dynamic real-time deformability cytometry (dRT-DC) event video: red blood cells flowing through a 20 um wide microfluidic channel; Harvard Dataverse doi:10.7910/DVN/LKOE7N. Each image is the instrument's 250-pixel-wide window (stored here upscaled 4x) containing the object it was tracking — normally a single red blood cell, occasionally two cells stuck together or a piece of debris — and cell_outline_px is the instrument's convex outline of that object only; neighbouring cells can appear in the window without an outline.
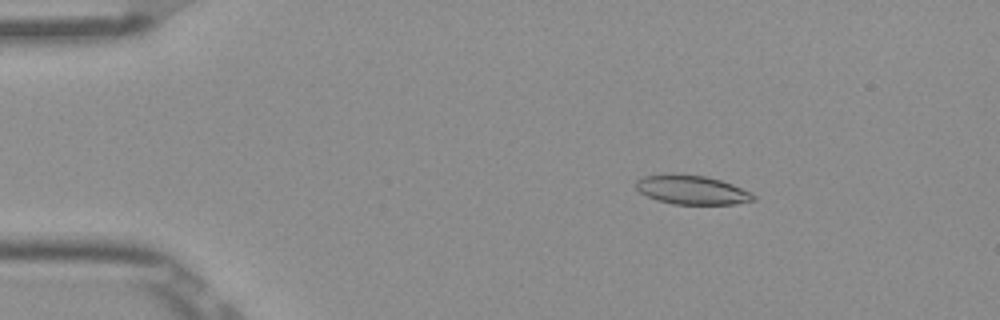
{"species": "Egyptian fruit bat (a non-hibernating species)", "species_latin": "Rousettus aegyptiacus", "temperature_condition": "room temperature", "stored_images_in_passage": 53, "camera_frame_rate_fps": 3000, "um_per_image_px": 0.085, "frame": {"image": 1, "passage_image": 9, "time_ms": 2.667, "image_size_px": [1000, 320], "cell_outline_px": [[756, 200], [736, 204], [672, 204], [656, 200], [640, 192], [636, 188], [636, 180], [644, 176], [704, 176], [720, 180], [732, 184], [752, 192], [756, 196]], "centroid_in_image_um": [58.88, 16.18], "position_along_channel_um": 26.1, "area_um2": 19.31}}
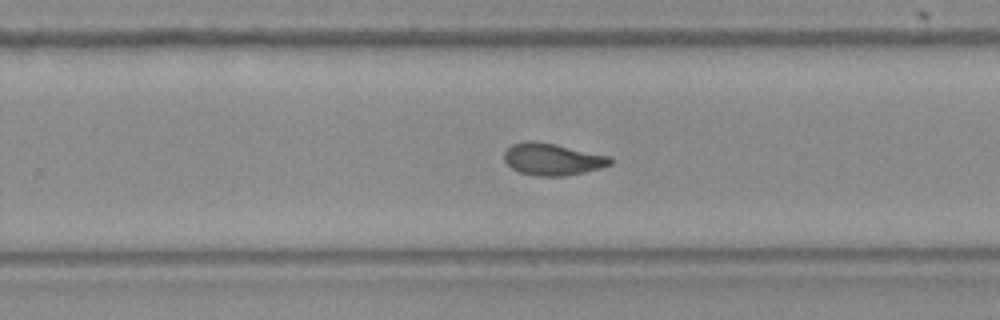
{"frame": {"image": 2, "passage_image": 34, "time_ms": 11.0, "image_size_px": [1000, 320], "cell_outline_px": [[612, 164], [600, 168], [584, 172], [564, 176], [536, 176], [520, 172], [512, 168], [504, 160], [504, 152], [512, 144], [528, 140], [532, 140], [556, 144], [612, 156]], "centroid_in_image_um": [46.98, 13.53], "position_along_channel_um": 282.8, "area_um2": 19.88}}
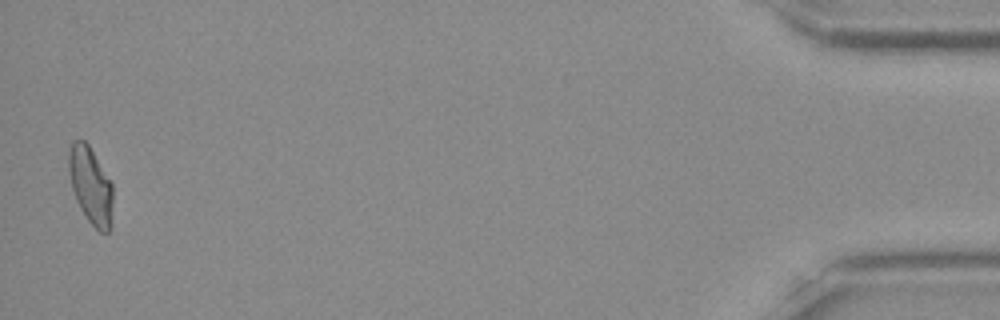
{"frame": {"image": 3, "passage_image": 52, "time_ms": 17.0, "image_size_px": [1000, 320], "cell_outline_px": [[112, 228], [108, 232], [100, 232], [88, 220], [80, 208], [76, 200], [72, 188], [68, 172], [68, 152], [72, 140], [84, 140], [88, 144], [112, 184]], "centroid_in_image_um": [7.69, 15.78], "position_along_channel_um": 427.5, "area_um2": 19.83}, "authors_computed_cell_mechanics": {"area_um2": 19.8832, "velocity_mm_per_s": 3.9055, "shape_relaxation_time_tau1_ms": 6.6565, "shape_relaxation_time_tau2_ms": 2.1936, "deformation_change_tau1": 0.1831, "deformation_change_tau2": 0.0848}}